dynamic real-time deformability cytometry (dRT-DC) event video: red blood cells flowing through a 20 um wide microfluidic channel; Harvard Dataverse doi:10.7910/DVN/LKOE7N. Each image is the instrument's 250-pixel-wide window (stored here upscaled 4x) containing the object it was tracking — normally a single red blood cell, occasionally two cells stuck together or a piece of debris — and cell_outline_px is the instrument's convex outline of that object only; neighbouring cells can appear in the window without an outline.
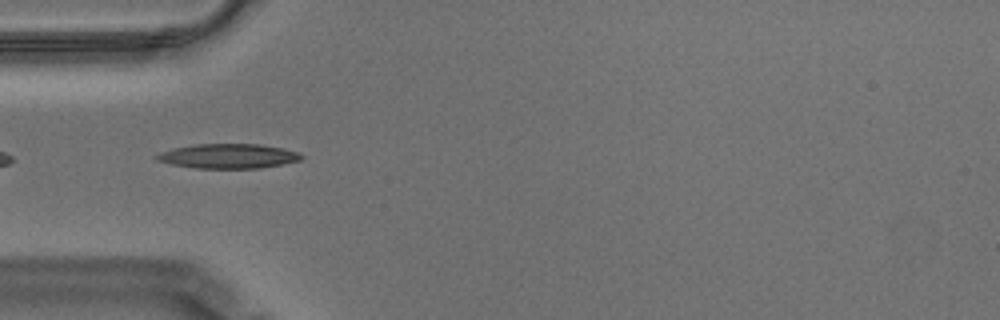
{"species": "Egyptian fruit bat (a non-hibernating species)", "species_latin": "Rousettus aegyptiacus", "temperature_condition": "warm", "stored_images_in_passage": 11, "camera_frame_rate_fps": 3000, "um_per_image_px": 0.085, "animal": {"sex": "male"}, "frame": {"image": 1, "passage_image": 2, "time_ms": 0.333, "image_size_px": [1000, 320], "cell_outline_px": [[304, 156], [300, 160], [260, 168], [196, 168], [172, 164], [156, 160], [156, 156], [160, 152], [172, 148], [196, 144], [260, 144], [300, 152]], "centroid_in_image_um": [19.4, 13.26], "position_along_channel_um": 65.6, "area_um2": 20.58}}